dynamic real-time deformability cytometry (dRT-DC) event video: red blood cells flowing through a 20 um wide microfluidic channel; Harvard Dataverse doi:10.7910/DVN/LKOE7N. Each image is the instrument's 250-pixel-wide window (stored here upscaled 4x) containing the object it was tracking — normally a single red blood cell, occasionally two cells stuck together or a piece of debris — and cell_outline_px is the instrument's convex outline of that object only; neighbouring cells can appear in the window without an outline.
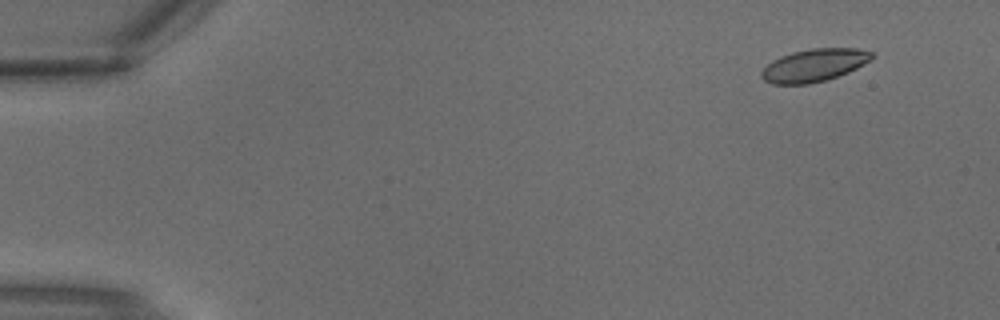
{"species": "common noctule bat (a hibernating species)", "species_latin": "Nyctalus noctula", "temperature_condition": "warm", "stored_images_in_passage": 3, "camera_frame_rate_fps": 3000, "um_per_image_px": 0.085, "animal": {"sex": "male", "body_mass_g": 18.8}, "frame": {"image": 1, "passage_image": 1, "time_ms": 0.0, "image_size_px": [1000, 320], "cell_outline_px": [[872, 56], [868, 60], [856, 68], [848, 72], [824, 80], [808, 84], [772, 84], [764, 80], [760, 76], [760, 72], [772, 60], [780, 56], [792, 52], [812, 48], [856, 48], [872, 52]], "centroid_in_image_um": [69.14, 5.54], "position_along_channel_um": 15.9, "area_um2": 20.75}}
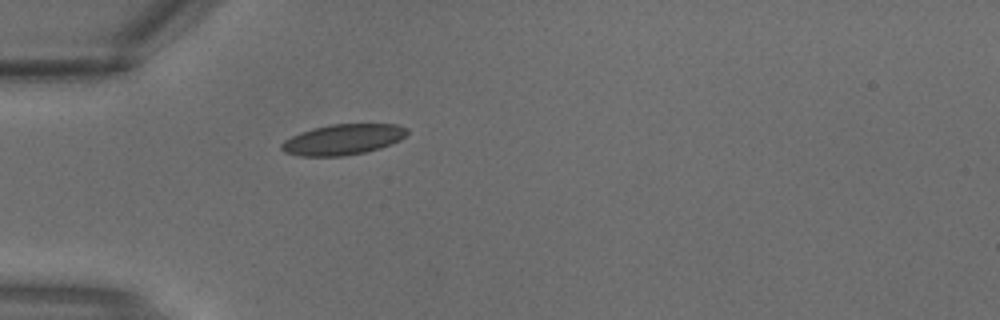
{"frame": {"image": 2, "passage_image": 3, "time_ms": 0.667, "image_size_px": [1000, 320], "cell_outline_px": [[408, 132], [400, 140], [380, 148], [364, 152], [344, 156], [300, 156], [284, 152], [280, 148], [280, 144], [284, 140], [300, 132], [312, 128], [332, 124], [396, 124], [408, 128]], "centroid_in_image_um": [29.13, 11.86], "position_along_channel_um": 55.9, "area_um2": 22.43}}